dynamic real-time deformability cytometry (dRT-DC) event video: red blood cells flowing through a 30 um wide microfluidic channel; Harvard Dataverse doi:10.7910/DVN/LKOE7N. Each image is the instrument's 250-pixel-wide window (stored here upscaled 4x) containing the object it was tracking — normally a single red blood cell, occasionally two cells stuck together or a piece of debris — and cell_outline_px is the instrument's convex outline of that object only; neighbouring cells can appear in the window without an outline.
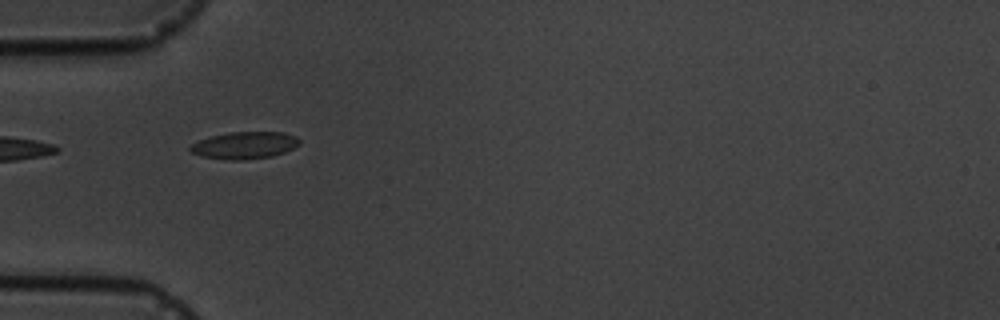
{"species": "common noctule bat (a hibernating species)", "species_latin": "Nyctalus noctula", "temperature_condition": "cold", "stored_images_in_passage": 7, "camera_frame_rate_fps": 3000, "um_per_image_px": 0.085, "animal": {"sex": "male", "body_mass_g": 19.5, "forearm_length_mm": 54.6}, "frame": {"image": 1, "passage_image": 6, "time_ms": 5.667, "image_size_px": [1000, 320], "cell_outline_px": [[300, 144], [284, 152], [272, 156], [244, 160], [228, 160], [200, 156], [192, 152], [188, 148], [192, 144], [200, 140], [212, 136], [232, 132], [284, 132], [296, 136], [300, 140]], "centroid_in_image_um": [20.8, 12.35], "position_along_channel_um": 64.2, "area_um2": 17.17}}
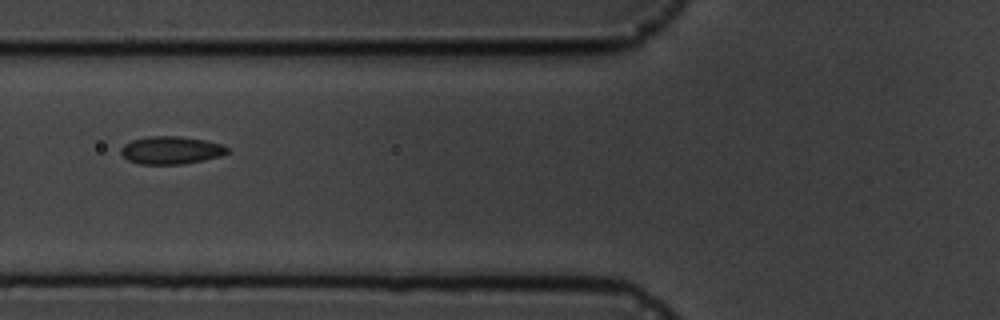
{"frame": {"image": 2, "passage_image": 7, "time_ms": 7.0, "image_size_px": [1000, 320], "cell_outline_px": [[228, 152], [220, 156], [204, 160], [184, 164], [140, 164], [128, 160], [120, 152], [120, 148], [124, 144], [132, 140], [148, 136], [180, 136], [204, 140], [220, 144], [228, 148]], "centroid_in_image_um": [14.51, 12.77], "position_along_channel_um": 111.3, "area_um2": 17.17}}